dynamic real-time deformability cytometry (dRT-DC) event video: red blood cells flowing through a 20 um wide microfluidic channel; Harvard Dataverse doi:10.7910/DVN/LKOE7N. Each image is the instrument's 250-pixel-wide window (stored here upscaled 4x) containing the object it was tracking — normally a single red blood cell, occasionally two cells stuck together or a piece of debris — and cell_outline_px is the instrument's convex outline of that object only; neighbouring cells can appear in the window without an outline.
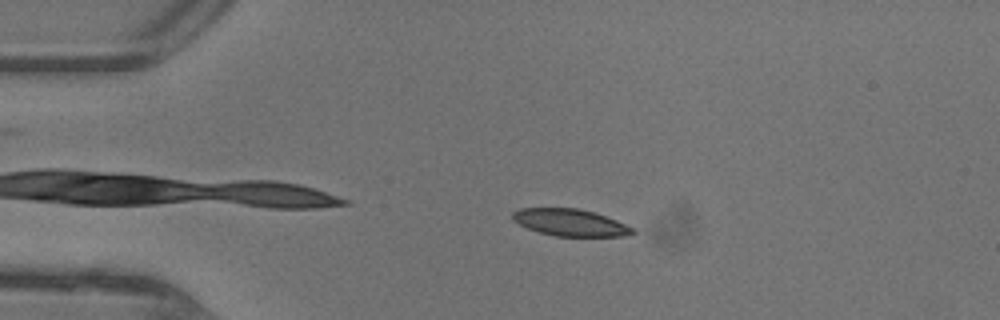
{"species": "common noctule bat (a hibernating species)", "species_latin": "Nyctalus noctula", "temperature_condition": "warm", "stored_images_in_passage": 36, "camera_frame_rate_fps": 3000, "um_per_image_px": 0.085, "animal": {"sex": "female"}, "frame": {"image": 1, "passage_image": 5, "time_ms": 1.333, "image_size_px": [1000, 320], "cell_outline_px": [[636, 232], [628, 236], [556, 236], [540, 232], [528, 228], [512, 220], [512, 212], [520, 208], [576, 208], [592, 212], [616, 220], [632, 228]], "centroid_in_image_um": [48.45, 18.91], "position_along_channel_um": 36.6, "area_um2": 18.61}}
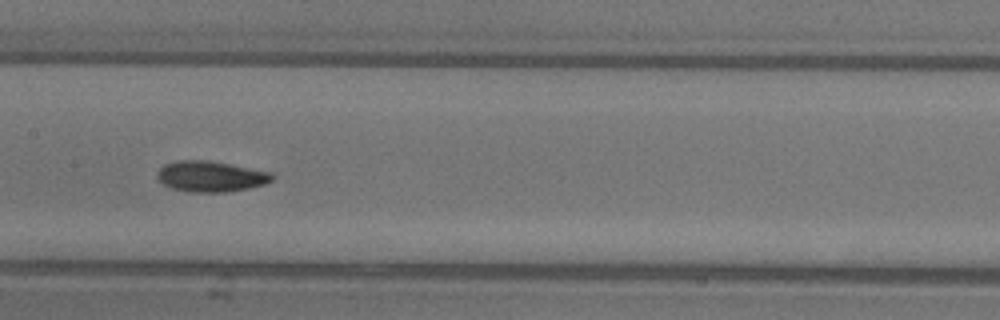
{"frame": {"image": 2, "passage_image": 18, "time_ms": 5.667, "image_size_px": [1000, 320], "cell_outline_px": [[276, 176], [272, 180], [264, 184], [248, 188], [224, 192], [188, 192], [172, 188], [164, 184], [156, 176], [156, 172], [164, 164], [176, 160], [208, 160], [272, 172]], "centroid_in_image_um": [17.9, 14.99], "position_along_channel_um": 189.5, "area_um2": 20.63}}
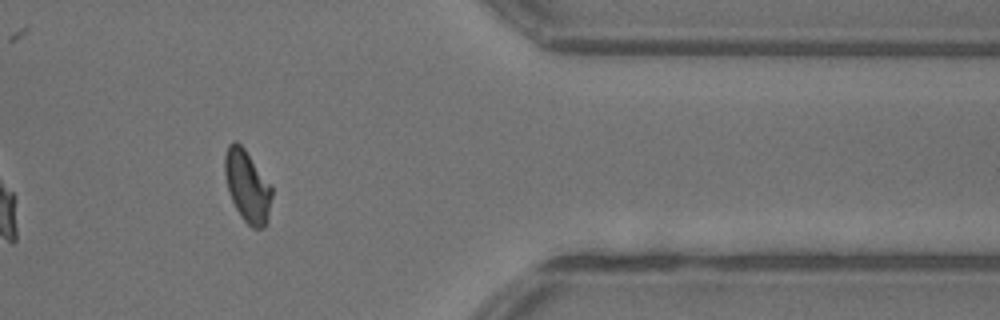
{"frame": {"image": 3, "passage_image": 33, "time_ms": 10.667, "image_size_px": [1000, 320], "cell_outline_px": [[272, 196], [268, 220], [264, 228], [252, 228], [240, 216], [228, 192], [224, 172], [224, 156], [228, 144], [232, 140], [236, 140], [244, 148], [272, 184]], "centroid_in_image_um": [21.03, 15.8], "position_along_channel_um": 390.4, "area_um2": 20.06}, "authors_computed_cell_mechanics": {"area_um2": 19.9699, "velocity_mm_per_s": 4.4411, "shape_relaxation_time_tau1_ms": 4.1226, "shape_relaxation_time_tau2_ms": 2.0813, "deformation_change_tau1": 0.1457, "deformation_change_tau2": 0.0721}}